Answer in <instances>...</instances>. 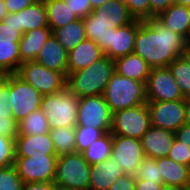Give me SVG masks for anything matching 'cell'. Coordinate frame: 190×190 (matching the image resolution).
<instances>
[{"instance_id":"1","label":"cell","mask_w":190,"mask_h":190,"mask_svg":"<svg viewBox=\"0 0 190 190\" xmlns=\"http://www.w3.org/2000/svg\"><path fill=\"white\" fill-rule=\"evenodd\" d=\"M188 42L184 36L171 31L154 17L140 20L133 52L151 68L167 67L174 59L181 57Z\"/></svg>"},{"instance_id":"2","label":"cell","mask_w":190,"mask_h":190,"mask_svg":"<svg viewBox=\"0 0 190 190\" xmlns=\"http://www.w3.org/2000/svg\"><path fill=\"white\" fill-rule=\"evenodd\" d=\"M114 72L115 60L104 55L85 69L67 74L66 88L79 98L103 95Z\"/></svg>"},{"instance_id":"3","label":"cell","mask_w":190,"mask_h":190,"mask_svg":"<svg viewBox=\"0 0 190 190\" xmlns=\"http://www.w3.org/2000/svg\"><path fill=\"white\" fill-rule=\"evenodd\" d=\"M103 96L112 113L147 103L145 84L116 71L108 81Z\"/></svg>"},{"instance_id":"4","label":"cell","mask_w":190,"mask_h":190,"mask_svg":"<svg viewBox=\"0 0 190 190\" xmlns=\"http://www.w3.org/2000/svg\"><path fill=\"white\" fill-rule=\"evenodd\" d=\"M90 167L82 153L59 155L53 183L72 190H89Z\"/></svg>"},{"instance_id":"5","label":"cell","mask_w":190,"mask_h":190,"mask_svg":"<svg viewBox=\"0 0 190 190\" xmlns=\"http://www.w3.org/2000/svg\"><path fill=\"white\" fill-rule=\"evenodd\" d=\"M79 97L67 88L50 95H43L40 109L47 117L50 128L76 126Z\"/></svg>"},{"instance_id":"6","label":"cell","mask_w":190,"mask_h":190,"mask_svg":"<svg viewBox=\"0 0 190 190\" xmlns=\"http://www.w3.org/2000/svg\"><path fill=\"white\" fill-rule=\"evenodd\" d=\"M16 75L42 95L58 93L66 88V76L35 61L22 63Z\"/></svg>"},{"instance_id":"7","label":"cell","mask_w":190,"mask_h":190,"mask_svg":"<svg viewBox=\"0 0 190 190\" xmlns=\"http://www.w3.org/2000/svg\"><path fill=\"white\" fill-rule=\"evenodd\" d=\"M151 127L147 103L112 113L110 133L141 139Z\"/></svg>"},{"instance_id":"8","label":"cell","mask_w":190,"mask_h":190,"mask_svg":"<svg viewBox=\"0 0 190 190\" xmlns=\"http://www.w3.org/2000/svg\"><path fill=\"white\" fill-rule=\"evenodd\" d=\"M43 95L16 74H10L8 105L13 119L18 123L41 107Z\"/></svg>"},{"instance_id":"9","label":"cell","mask_w":190,"mask_h":190,"mask_svg":"<svg viewBox=\"0 0 190 190\" xmlns=\"http://www.w3.org/2000/svg\"><path fill=\"white\" fill-rule=\"evenodd\" d=\"M112 112L103 95L79 98L76 126H92L110 132Z\"/></svg>"},{"instance_id":"10","label":"cell","mask_w":190,"mask_h":190,"mask_svg":"<svg viewBox=\"0 0 190 190\" xmlns=\"http://www.w3.org/2000/svg\"><path fill=\"white\" fill-rule=\"evenodd\" d=\"M145 89L147 102L186 99L168 67L151 68Z\"/></svg>"},{"instance_id":"11","label":"cell","mask_w":190,"mask_h":190,"mask_svg":"<svg viewBox=\"0 0 190 190\" xmlns=\"http://www.w3.org/2000/svg\"><path fill=\"white\" fill-rule=\"evenodd\" d=\"M57 155L15 158L14 166L24 183L53 182Z\"/></svg>"},{"instance_id":"12","label":"cell","mask_w":190,"mask_h":190,"mask_svg":"<svg viewBox=\"0 0 190 190\" xmlns=\"http://www.w3.org/2000/svg\"><path fill=\"white\" fill-rule=\"evenodd\" d=\"M111 156L121 165L124 174L135 177L145 154L139 139L112 135Z\"/></svg>"},{"instance_id":"13","label":"cell","mask_w":190,"mask_h":190,"mask_svg":"<svg viewBox=\"0 0 190 190\" xmlns=\"http://www.w3.org/2000/svg\"><path fill=\"white\" fill-rule=\"evenodd\" d=\"M151 126L176 132L185 124V100L147 102Z\"/></svg>"},{"instance_id":"14","label":"cell","mask_w":190,"mask_h":190,"mask_svg":"<svg viewBox=\"0 0 190 190\" xmlns=\"http://www.w3.org/2000/svg\"><path fill=\"white\" fill-rule=\"evenodd\" d=\"M140 20L135 19L131 23L118 27L110 28L107 36V52L104 54L112 60H116L127 54L133 53L137 29Z\"/></svg>"},{"instance_id":"15","label":"cell","mask_w":190,"mask_h":190,"mask_svg":"<svg viewBox=\"0 0 190 190\" xmlns=\"http://www.w3.org/2000/svg\"><path fill=\"white\" fill-rule=\"evenodd\" d=\"M57 155L50 133L18 134L15 138V158Z\"/></svg>"},{"instance_id":"16","label":"cell","mask_w":190,"mask_h":190,"mask_svg":"<svg viewBox=\"0 0 190 190\" xmlns=\"http://www.w3.org/2000/svg\"><path fill=\"white\" fill-rule=\"evenodd\" d=\"M83 23L86 38L97 43L105 54L107 52V36L110 32V28H117L116 25L111 22L110 14L105 10L96 8L83 18Z\"/></svg>"},{"instance_id":"17","label":"cell","mask_w":190,"mask_h":190,"mask_svg":"<svg viewBox=\"0 0 190 190\" xmlns=\"http://www.w3.org/2000/svg\"><path fill=\"white\" fill-rule=\"evenodd\" d=\"M175 139V132L151 126L140 139L145 156L167 157Z\"/></svg>"},{"instance_id":"18","label":"cell","mask_w":190,"mask_h":190,"mask_svg":"<svg viewBox=\"0 0 190 190\" xmlns=\"http://www.w3.org/2000/svg\"><path fill=\"white\" fill-rule=\"evenodd\" d=\"M103 56L99 45L86 38L68 52L67 74L85 69Z\"/></svg>"},{"instance_id":"19","label":"cell","mask_w":190,"mask_h":190,"mask_svg":"<svg viewBox=\"0 0 190 190\" xmlns=\"http://www.w3.org/2000/svg\"><path fill=\"white\" fill-rule=\"evenodd\" d=\"M122 175L121 165L110 156L101 163L91 165L89 190H108Z\"/></svg>"},{"instance_id":"20","label":"cell","mask_w":190,"mask_h":190,"mask_svg":"<svg viewBox=\"0 0 190 190\" xmlns=\"http://www.w3.org/2000/svg\"><path fill=\"white\" fill-rule=\"evenodd\" d=\"M68 51L52 34L36 56L35 62L53 71L67 75Z\"/></svg>"},{"instance_id":"21","label":"cell","mask_w":190,"mask_h":190,"mask_svg":"<svg viewBox=\"0 0 190 190\" xmlns=\"http://www.w3.org/2000/svg\"><path fill=\"white\" fill-rule=\"evenodd\" d=\"M15 23L16 30L21 35L30 30L49 27L43 0H37L27 8L15 13Z\"/></svg>"},{"instance_id":"22","label":"cell","mask_w":190,"mask_h":190,"mask_svg":"<svg viewBox=\"0 0 190 190\" xmlns=\"http://www.w3.org/2000/svg\"><path fill=\"white\" fill-rule=\"evenodd\" d=\"M173 32L179 33L190 41V11L189 7L171 4L156 17Z\"/></svg>"},{"instance_id":"23","label":"cell","mask_w":190,"mask_h":190,"mask_svg":"<svg viewBox=\"0 0 190 190\" xmlns=\"http://www.w3.org/2000/svg\"><path fill=\"white\" fill-rule=\"evenodd\" d=\"M156 165L159 168L163 185L166 188H184L188 184V167L174 162L168 157L157 158Z\"/></svg>"},{"instance_id":"24","label":"cell","mask_w":190,"mask_h":190,"mask_svg":"<svg viewBox=\"0 0 190 190\" xmlns=\"http://www.w3.org/2000/svg\"><path fill=\"white\" fill-rule=\"evenodd\" d=\"M51 35L52 29L50 27H43L25 32L19 41L21 62L35 61L39 51Z\"/></svg>"},{"instance_id":"25","label":"cell","mask_w":190,"mask_h":190,"mask_svg":"<svg viewBox=\"0 0 190 190\" xmlns=\"http://www.w3.org/2000/svg\"><path fill=\"white\" fill-rule=\"evenodd\" d=\"M151 67L139 55L127 54L115 60V71L124 77L146 84Z\"/></svg>"},{"instance_id":"26","label":"cell","mask_w":190,"mask_h":190,"mask_svg":"<svg viewBox=\"0 0 190 190\" xmlns=\"http://www.w3.org/2000/svg\"><path fill=\"white\" fill-rule=\"evenodd\" d=\"M43 2L46 8L48 26L52 31L79 19L65 0H43Z\"/></svg>"},{"instance_id":"27","label":"cell","mask_w":190,"mask_h":190,"mask_svg":"<svg viewBox=\"0 0 190 190\" xmlns=\"http://www.w3.org/2000/svg\"><path fill=\"white\" fill-rule=\"evenodd\" d=\"M52 34L63 48L69 52L86 39L83 19L79 18L61 28L55 29Z\"/></svg>"},{"instance_id":"28","label":"cell","mask_w":190,"mask_h":190,"mask_svg":"<svg viewBox=\"0 0 190 190\" xmlns=\"http://www.w3.org/2000/svg\"><path fill=\"white\" fill-rule=\"evenodd\" d=\"M81 153L89 165H95L107 160L112 153V134L110 132L105 133Z\"/></svg>"},{"instance_id":"29","label":"cell","mask_w":190,"mask_h":190,"mask_svg":"<svg viewBox=\"0 0 190 190\" xmlns=\"http://www.w3.org/2000/svg\"><path fill=\"white\" fill-rule=\"evenodd\" d=\"M21 64L19 42H0V76L16 74Z\"/></svg>"},{"instance_id":"30","label":"cell","mask_w":190,"mask_h":190,"mask_svg":"<svg viewBox=\"0 0 190 190\" xmlns=\"http://www.w3.org/2000/svg\"><path fill=\"white\" fill-rule=\"evenodd\" d=\"M50 132V123L41 109L33 111L18 123V134L40 135Z\"/></svg>"},{"instance_id":"31","label":"cell","mask_w":190,"mask_h":190,"mask_svg":"<svg viewBox=\"0 0 190 190\" xmlns=\"http://www.w3.org/2000/svg\"><path fill=\"white\" fill-rule=\"evenodd\" d=\"M75 128L76 126L50 128L49 133L57 156L75 152Z\"/></svg>"},{"instance_id":"32","label":"cell","mask_w":190,"mask_h":190,"mask_svg":"<svg viewBox=\"0 0 190 190\" xmlns=\"http://www.w3.org/2000/svg\"><path fill=\"white\" fill-rule=\"evenodd\" d=\"M185 98L190 97V66L182 58L174 59L167 66Z\"/></svg>"},{"instance_id":"33","label":"cell","mask_w":190,"mask_h":190,"mask_svg":"<svg viewBox=\"0 0 190 190\" xmlns=\"http://www.w3.org/2000/svg\"><path fill=\"white\" fill-rule=\"evenodd\" d=\"M100 9L110 14L111 22L114 23L117 28L125 26L135 20L123 0H110L101 6Z\"/></svg>"},{"instance_id":"34","label":"cell","mask_w":190,"mask_h":190,"mask_svg":"<svg viewBox=\"0 0 190 190\" xmlns=\"http://www.w3.org/2000/svg\"><path fill=\"white\" fill-rule=\"evenodd\" d=\"M105 133L101 129L92 126H76L75 128V152H83L91 143L98 140Z\"/></svg>"},{"instance_id":"35","label":"cell","mask_w":190,"mask_h":190,"mask_svg":"<svg viewBox=\"0 0 190 190\" xmlns=\"http://www.w3.org/2000/svg\"><path fill=\"white\" fill-rule=\"evenodd\" d=\"M135 180L154 182V184H163L159 168L156 165V159L145 156L141 162Z\"/></svg>"},{"instance_id":"36","label":"cell","mask_w":190,"mask_h":190,"mask_svg":"<svg viewBox=\"0 0 190 190\" xmlns=\"http://www.w3.org/2000/svg\"><path fill=\"white\" fill-rule=\"evenodd\" d=\"M16 29L15 13H8L0 21V42H19L22 35Z\"/></svg>"},{"instance_id":"37","label":"cell","mask_w":190,"mask_h":190,"mask_svg":"<svg viewBox=\"0 0 190 190\" xmlns=\"http://www.w3.org/2000/svg\"><path fill=\"white\" fill-rule=\"evenodd\" d=\"M23 184L14 165L0 168V190H22Z\"/></svg>"},{"instance_id":"38","label":"cell","mask_w":190,"mask_h":190,"mask_svg":"<svg viewBox=\"0 0 190 190\" xmlns=\"http://www.w3.org/2000/svg\"><path fill=\"white\" fill-rule=\"evenodd\" d=\"M15 139L0 135V168L14 165Z\"/></svg>"},{"instance_id":"39","label":"cell","mask_w":190,"mask_h":190,"mask_svg":"<svg viewBox=\"0 0 190 190\" xmlns=\"http://www.w3.org/2000/svg\"><path fill=\"white\" fill-rule=\"evenodd\" d=\"M10 74L0 76V118L13 117L8 105Z\"/></svg>"},{"instance_id":"40","label":"cell","mask_w":190,"mask_h":190,"mask_svg":"<svg viewBox=\"0 0 190 190\" xmlns=\"http://www.w3.org/2000/svg\"><path fill=\"white\" fill-rule=\"evenodd\" d=\"M134 19L146 21L150 19L149 0H123Z\"/></svg>"},{"instance_id":"41","label":"cell","mask_w":190,"mask_h":190,"mask_svg":"<svg viewBox=\"0 0 190 190\" xmlns=\"http://www.w3.org/2000/svg\"><path fill=\"white\" fill-rule=\"evenodd\" d=\"M167 157L174 162L188 167L190 165V148L179 142L177 139H174Z\"/></svg>"},{"instance_id":"42","label":"cell","mask_w":190,"mask_h":190,"mask_svg":"<svg viewBox=\"0 0 190 190\" xmlns=\"http://www.w3.org/2000/svg\"><path fill=\"white\" fill-rule=\"evenodd\" d=\"M65 2L71 8L72 12L81 19L93 11L90 0H65Z\"/></svg>"},{"instance_id":"43","label":"cell","mask_w":190,"mask_h":190,"mask_svg":"<svg viewBox=\"0 0 190 190\" xmlns=\"http://www.w3.org/2000/svg\"><path fill=\"white\" fill-rule=\"evenodd\" d=\"M0 135L15 139L18 135V122L13 117L0 118Z\"/></svg>"},{"instance_id":"44","label":"cell","mask_w":190,"mask_h":190,"mask_svg":"<svg viewBox=\"0 0 190 190\" xmlns=\"http://www.w3.org/2000/svg\"><path fill=\"white\" fill-rule=\"evenodd\" d=\"M134 176L124 174L108 190H136Z\"/></svg>"},{"instance_id":"45","label":"cell","mask_w":190,"mask_h":190,"mask_svg":"<svg viewBox=\"0 0 190 190\" xmlns=\"http://www.w3.org/2000/svg\"><path fill=\"white\" fill-rule=\"evenodd\" d=\"M174 0H149L150 5V19L157 17L160 13L165 11Z\"/></svg>"},{"instance_id":"46","label":"cell","mask_w":190,"mask_h":190,"mask_svg":"<svg viewBox=\"0 0 190 190\" xmlns=\"http://www.w3.org/2000/svg\"><path fill=\"white\" fill-rule=\"evenodd\" d=\"M8 13H17L37 0H3Z\"/></svg>"},{"instance_id":"47","label":"cell","mask_w":190,"mask_h":190,"mask_svg":"<svg viewBox=\"0 0 190 190\" xmlns=\"http://www.w3.org/2000/svg\"><path fill=\"white\" fill-rule=\"evenodd\" d=\"M175 139L190 148V124H183L175 132Z\"/></svg>"},{"instance_id":"48","label":"cell","mask_w":190,"mask_h":190,"mask_svg":"<svg viewBox=\"0 0 190 190\" xmlns=\"http://www.w3.org/2000/svg\"><path fill=\"white\" fill-rule=\"evenodd\" d=\"M53 182H28L24 183L22 190H54Z\"/></svg>"},{"instance_id":"49","label":"cell","mask_w":190,"mask_h":190,"mask_svg":"<svg viewBox=\"0 0 190 190\" xmlns=\"http://www.w3.org/2000/svg\"><path fill=\"white\" fill-rule=\"evenodd\" d=\"M136 190H165L166 187L163 184H154V182L136 180Z\"/></svg>"},{"instance_id":"50","label":"cell","mask_w":190,"mask_h":190,"mask_svg":"<svg viewBox=\"0 0 190 190\" xmlns=\"http://www.w3.org/2000/svg\"><path fill=\"white\" fill-rule=\"evenodd\" d=\"M185 123L190 124V97L185 99Z\"/></svg>"},{"instance_id":"51","label":"cell","mask_w":190,"mask_h":190,"mask_svg":"<svg viewBox=\"0 0 190 190\" xmlns=\"http://www.w3.org/2000/svg\"><path fill=\"white\" fill-rule=\"evenodd\" d=\"M181 57L187 62V64L190 66V41L188 42L186 48L181 53Z\"/></svg>"},{"instance_id":"52","label":"cell","mask_w":190,"mask_h":190,"mask_svg":"<svg viewBox=\"0 0 190 190\" xmlns=\"http://www.w3.org/2000/svg\"><path fill=\"white\" fill-rule=\"evenodd\" d=\"M110 0H90L92 9L100 8L103 6L105 3H107Z\"/></svg>"},{"instance_id":"53","label":"cell","mask_w":190,"mask_h":190,"mask_svg":"<svg viewBox=\"0 0 190 190\" xmlns=\"http://www.w3.org/2000/svg\"><path fill=\"white\" fill-rule=\"evenodd\" d=\"M8 14L7 8L4 5V1L0 0V21Z\"/></svg>"},{"instance_id":"54","label":"cell","mask_w":190,"mask_h":190,"mask_svg":"<svg viewBox=\"0 0 190 190\" xmlns=\"http://www.w3.org/2000/svg\"><path fill=\"white\" fill-rule=\"evenodd\" d=\"M174 4L190 7V0H174Z\"/></svg>"},{"instance_id":"55","label":"cell","mask_w":190,"mask_h":190,"mask_svg":"<svg viewBox=\"0 0 190 190\" xmlns=\"http://www.w3.org/2000/svg\"><path fill=\"white\" fill-rule=\"evenodd\" d=\"M188 172H189V176H188V184H187L186 190H190V165L188 166Z\"/></svg>"},{"instance_id":"56","label":"cell","mask_w":190,"mask_h":190,"mask_svg":"<svg viewBox=\"0 0 190 190\" xmlns=\"http://www.w3.org/2000/svg\"><path fill=\"white\" fill-rule=\"evenodd\" d=\"M54 190H72V189H68V188H64V187H60V186L55 185Z\"/></svg>"},{"instance_id":"57","label":"cell","mask_w":190,"mask_h":190,"mask_svg":"<svg viewBox=\"0 0 190 190\" xmlns=\"http://www.w3.org/2000/svg\"><path fill=\"white\" fill-rule=\"evenodd\" d=\"M165 190H186L184 188H166Z\"/></svg>"}]
</instances>
